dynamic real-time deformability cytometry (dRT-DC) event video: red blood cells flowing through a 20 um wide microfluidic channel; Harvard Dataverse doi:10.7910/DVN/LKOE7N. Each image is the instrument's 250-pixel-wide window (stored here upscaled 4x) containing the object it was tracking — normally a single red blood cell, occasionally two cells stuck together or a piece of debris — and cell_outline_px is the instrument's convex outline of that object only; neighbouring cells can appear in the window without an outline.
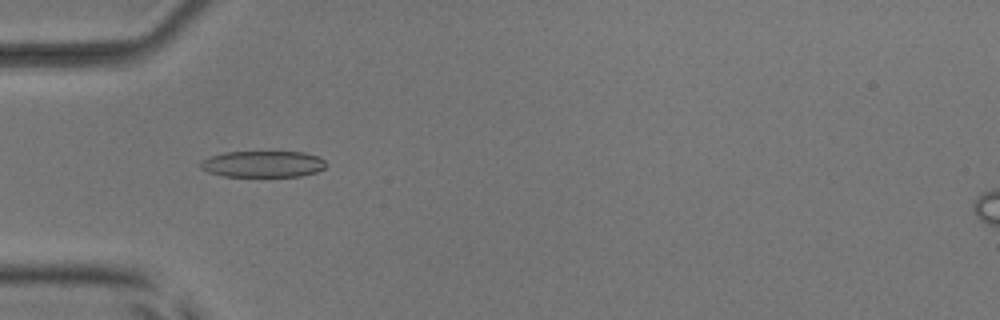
{"species": "common noctule bat (a hibernating species)", "species_latin": "Nyctalus noctula", "temperature_condition": "room temperature", "stored_images_in_passage": 6, "camera_frame_rate_fps": 3000, "um_per_image_px": 0.085, "animal": {"sex": "male", "body_mass_g": 17.9, "forearm_length_mm": 54.2}, "frame": {"image": 1, "passage_image": 4, "time_ms": 3.333, "image_size_px": [1000, 320], "cell_outline_px": [[328, 164], [324, 168], [316, 172], [300, 176], [224, 176], [208, 172], [200, 168], [200, 160], [224, 152], [304, 152], [320, 156]], "centroid_in_image_um": [22.37, 13.94], "position_along_channel_um": 62.6, "area_um2": 19.36}}
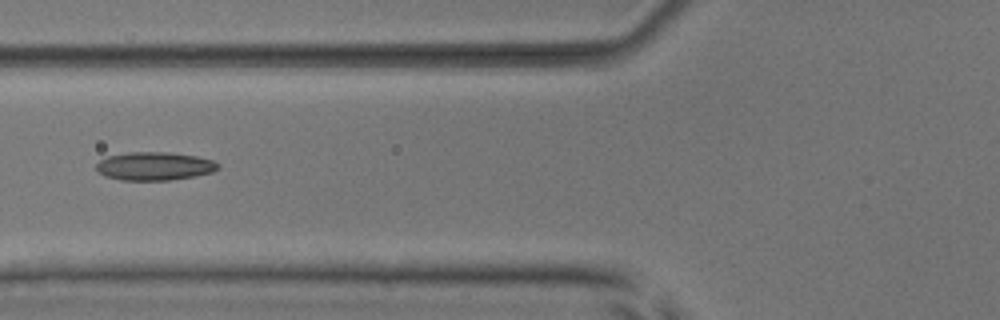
{"frame": {"image": 2, "passage_image": 5, "time_ms": 4.667, "image_size_px": [1000, 320], "cell_outline_px": [[220, 168], [212, 172], [196, 176], [168, 180], [120, 180], [104, 176], [96, 172], [96, 164], [100, 160], [108, 156], [128, 152], [168, 152], [196, 156], [212, 160], [220, 164]], "centroid_in_image_um": [13.11, 14.12], "position_along_channel_um": 112.7, "area_um2": 20.23}}
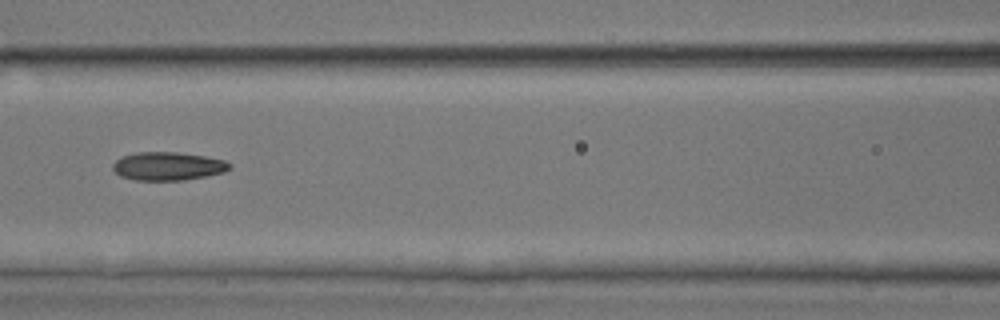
{"frame": {"image": 3, "passage_image": 6, "time_ms": 5.667, "image_size_px": [1000, 320], "cell_outline_px": [[232, 168], [224, 172], [184, 180], [136, 180], [120, 176], [112, 168], [112, 164], [120, 156], [136, 152], [176, 152], [204, 156], [224, 160], [232, 164]], "centroid_in_image_um": [14.26, 14.12], "position_along_channel_um": 152.3, "area_um2": 19.31}}